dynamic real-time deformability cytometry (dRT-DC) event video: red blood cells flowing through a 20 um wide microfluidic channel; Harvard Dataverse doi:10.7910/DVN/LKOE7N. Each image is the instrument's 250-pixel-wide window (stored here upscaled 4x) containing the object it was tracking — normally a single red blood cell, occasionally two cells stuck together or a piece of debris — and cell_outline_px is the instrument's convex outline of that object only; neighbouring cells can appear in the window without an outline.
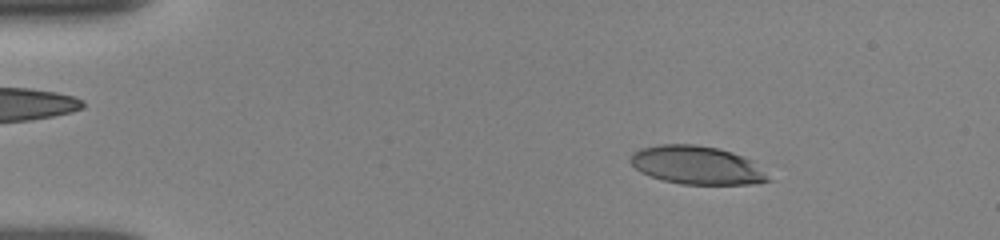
{"species": "human", "species_latin": "Homo sapiens", "temperature_condition": "room temperature", "stored_images_in_passage": 13, "camera_frame_rate_fps": 3000, "um_per_image_px": 0.085, "donor": {"sex": "female"}, "frame": {"image": 1, "passage_image": 3, "time_ms": 1.667, "image_size_px": [1000, 240], "cell_outline_px": [[776, 180], [752, 184], [680, 184], [664, 180], [640, 172], [628, 160], [632, 152], [640, 148], [660, 144], [696, 144], [716, 148], [732, 152], [752, 160]], "centroid_in_image_um": [59.27, 14.04], "position_along_channel_um": 25.7, "area_um2": 31.04}}
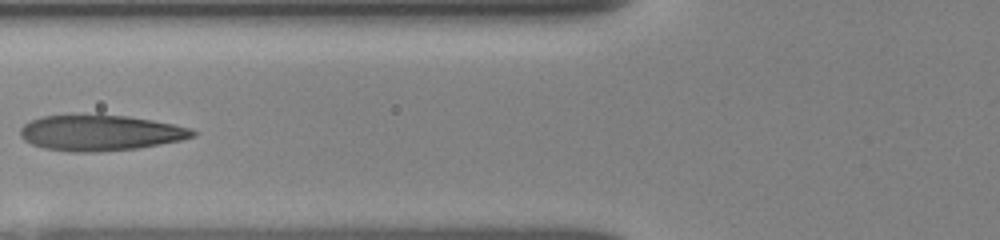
{"frame": {"image": 2, "passage_image": 9, "time_ms": 6.0, "image_size_px": [1000, 240], "cell_outline_px": [[196, 136], [180, 140], [136, 148], [96, 152], [72, 152], [44, 148], [32, 144], [24, 140], [20, 136], [20, 128], [24, 124], [40, 116], [96, 112], [128, 116], [152, 120], [192, 128], [196, 132]], "centroid_in_image_um": [8.48, 11.25], "position_along_channel_um": 117.3, "area_um2": 36.59}}
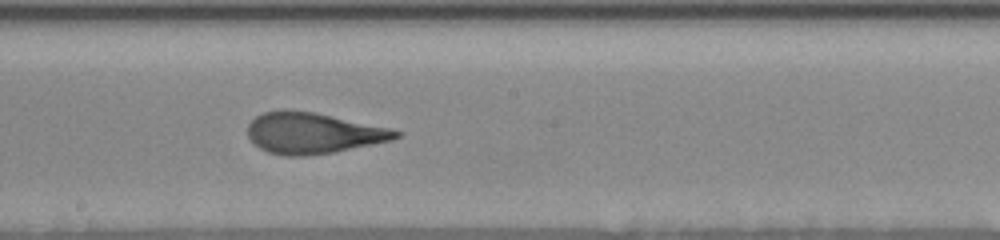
{"frame": {"image": 3, "passage_image": 12, "time_ms": 8.667, "image_size_px": [1000, 240], "cell_outline_px": [[404, 132], [400, 136], [392, 140], [332, 152], [308, 156], [284, 156], [268, 152], [260, 148], [248, 136], [248, 124], [256, 116], [264, 112], [284, 108], [316, 112], [392, 128]], "centroid_in_image_um": [26.62, 11.29], "position_along_channel_um": 221.6, "area_um2": 35.66}}